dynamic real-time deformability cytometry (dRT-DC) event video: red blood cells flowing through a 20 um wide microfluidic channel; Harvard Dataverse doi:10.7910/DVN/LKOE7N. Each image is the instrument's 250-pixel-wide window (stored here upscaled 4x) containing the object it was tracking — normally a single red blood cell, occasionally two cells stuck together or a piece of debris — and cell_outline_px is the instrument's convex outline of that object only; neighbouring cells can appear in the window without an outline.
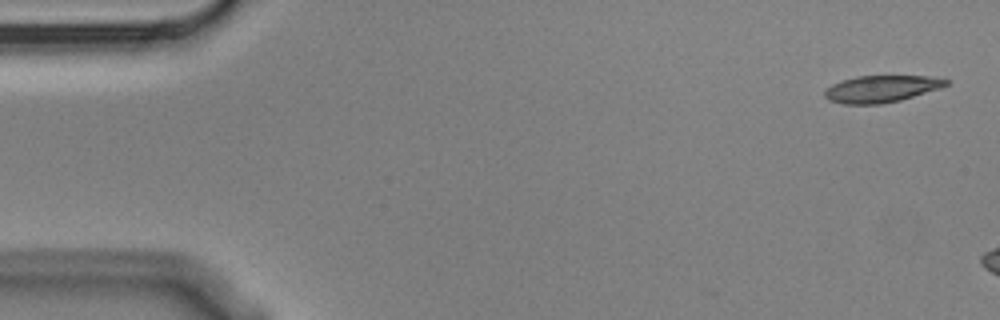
{"species": "Egyptian fruit bat (a non-hibernating species)", "species_latin": "Rousettus aegyptiacus", "temperature_condition": "cold", "stored_images_in_passage": 4, "camera_frame_rate_fps": 3000, "um_per_image_px": 0.085, "animal": {"sex": "male"}, "frame": {"image": 1, "passage_image": 1, "time_ms": 0.0, "image_size_px": [1000, 320], "cell_outline_px": [[948, 84], [940, 88], [900, 100], [880, 104], [844, 104], [828, 100], [824, 96], [824, 92], [832, 84], [840, 80], [856, 76], [928, 76], [948, 80]], "centroid_in_image_um": [74.87, 7.55], "position_along_channel_um": 10.1, "area_um2": 18.9}}